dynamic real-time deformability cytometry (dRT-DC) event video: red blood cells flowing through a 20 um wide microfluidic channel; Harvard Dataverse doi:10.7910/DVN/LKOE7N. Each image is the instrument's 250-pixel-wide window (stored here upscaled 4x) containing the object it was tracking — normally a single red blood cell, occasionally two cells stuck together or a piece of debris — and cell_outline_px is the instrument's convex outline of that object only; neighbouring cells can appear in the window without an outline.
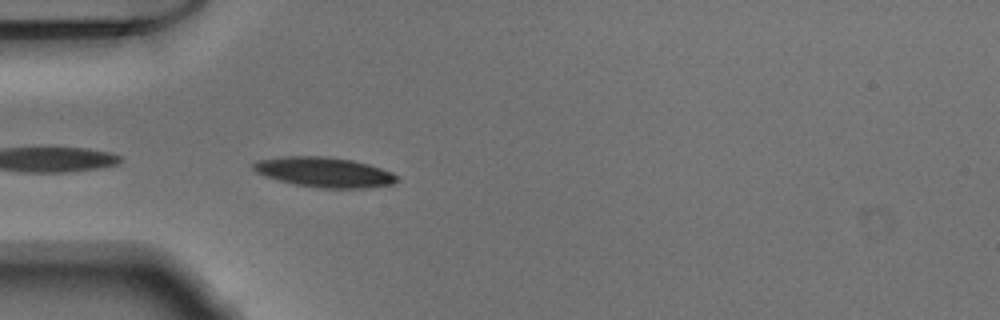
{"species": "Egyptian fruit bat (a non-hibernating species)", "species_latin": "Rousettus aegyptiacus", "temperature_condition": "warm", "stored_images_in_passage": 4, "camera_frame_rate_fps": 3000, "um_per_image_px": 0.085, "animal": {"sex": "male"}, "frame": {"image": 1, "passage_image": 1, "time_ms": 0.0, "image_size_px": [1000, 320], "cell_outline_px": [[400, 180], [392, 184], [368, 188], [320, 188], [296, 184], [280, 180], [256, 172], [252, 168], [252, 164], [256, 160], [284, 156], [324, 156], [352, 160], [368, 164], [392, 172]], "centroid_in_image_um": [27.58, 14.63], "position_along_channel_um": 57.4, "area_um2": 24.97}}